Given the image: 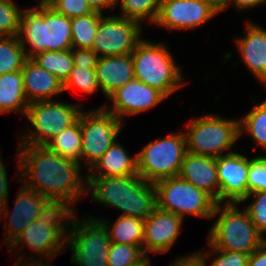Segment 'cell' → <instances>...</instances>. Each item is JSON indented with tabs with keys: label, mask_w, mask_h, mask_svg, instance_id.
I'll use <instances>...</instances> for the list:
<instances>
[{
	"label": "cell",
	"mask_w": 266,
	"mask_h": 266,
	"mask_svg": "<svg viewBox=\"0 0 266 266\" xmlns=\"http://www.w3.org/2000/svg\"><path fill=\"white\" fill-rule=\"evenodd\" d=\"M18 175L24 185L52 204H61L73 210L75 204L87 191V180L81 176V164L60 154L51 152L46 146L17 145ZM27 176V177H26ZM23 179V180H22Z\"/></svg>",
	"instance_id": "6da1fadb"
},
{
	"label": "cell",
	"mask_w": 266,
	"mask_h": 266,
	"mask_svg": "<svg viewBox=\"0 0 266 266\" xmlns=\"http://www.w3.org/2000/svg\"><path fill=\"white\" fill-rule=\"evenodd\" d=\"M95 202L122 211L121 216L146 219L157 208V192L154 183L139 175L86 177Z\"/></svg>",
	"instance_id": "7a4b0ae2"
},
{
	"label": "cell",
	"mask_w": 266,
	"mask_h": 266,
	"mask_svg": "<svg viewBox=\"0 0 266 266\" xmlns=\"http://www.w3.org/2000/svg\"><path fill=\"white\" fill-rule=\"evenodd\" d=\"M18 37L28 58L44 51L70 50L71 18L57 13L49 5L24 9ZM26 43L30 44L29 50L26 49Z\"/></svg>",
	"instance_id": "3957f363"
},
{
	"label": "cell",
	"mask_w": 266,
	"mask_h": 266,
	"mask_svg": "<svg viewBox=\"0 0 266 266\" xmlns=\"http://www.w3.org/2000/svg\"><path fill=\"white\" fill-rule=\"evenodd\" d=\"M167 47L163 42L152 43L142 38L131 56L135 79L169 97L184 84V77Z\"/></svg>",
	"instance_id": "277c9868"
},
{
	"label": "cell",
	"mask_w": 266,
	"mask_h": 266,
	"mask_svg": "<svg viewBox=\"0 0 266 266\" xmlns=\"http://www.w3.org/2000/svg\"><path fill=\"white\" fill-rule=\"evenodd\" d=\"M237 203H217L214 216L219 215L210 233L207 244L226 251L251 254L264 241V236L252 223L248 212L237 208ZM223 207V208H222Z\"/></svg>",
	"instance_id": "5b68a950"
},
{
	"label": "cell",
	"mask_w": 266,
	"mask_h": 266,
	"mask_svg": "<svg viewBox=\"0 0 266 266\" xmlns=\"http://www.w3.org/2000/svg\"><path fill=\"white\" fill-rule=\"evenodd\" d=\"M73 213L74 210L64 205L53 204L40 218L31 222L8 247L13 250L24 243L32 250V253L42 258L46 257V260L50 261L67 248L68 220L71 219Z\"/></svg>",
	"instance_id": "8992f818"
},
{
	"label": "cell",
	"mask_w": 266,
	"mask_h": 266,
	"mask_svg": "<svg viewBox=\"0 0 266 266\" xmlns=\"http://www.w3.org/2000/svg\"><path fill=\"white\" fill-rule=\"evenodd\" d=\"M186 126L187 151L195 155L217 158L232 153L229 149L240 138L239 119L210 114L192 119Z\"/></svg>",
	"instance_id": "52a82bcc"
},
{
	"label": "cell",
	"mask_w": 266,
	"mask_h": 266,
	"mask_svg": "<svg viewBox=\"0 0 266 266\" xmlns=\"http://www.w3.org/2000/svg\"><path fill=\"white\" fill-rule=\"evenodd\" d=\"M186 152L185 132L150 141L136 154L138 175L150 183L178 176Z\"/></svg>",
	"instance_id": "ba28073f"
},
{
	"label": "cell",
	"mask_w": 266,
	"mask_h": 266,
	"mask_svg": "<svg viewBox=\"0 0 266 266\" xmlns=\"http://www.w3.org/2000/svg\"><path fill=\"white\" fill-rule=\"evenodd\" d=\"M157 192V207L172 212L181 218L193 214L213 218L217 201L202 189L179 176L161 179L154 183Z\"/></svg>",
	"instance_id": "9c48e42d"
},
{
	"label": "cell",
	"mask_w": 266,
	"mask_h": 266,
	"mask_svg": "<svg viewBox=\"0 0 266 266\" xmlns=\"http://www.w3.org/2000/svg\"><path fill=\"white\" fill-rule=\"evenodd\" d=\"M71 218L66 242L72 252L71 263L76 266H108L111 240L103 223L92 216L78 222L75 212Z\"/></svg>",
	"instance_id": "30bf717a"
},
{
	"label": "cell",
	"mask_w": 266,
	"mask_h": 266,
	"mask_svg": "<svg viewBox=\"0 0 266 266\" xmlns=\"http://www.w3.org/2000/svg\"><path fill=\"white\" fill-rule=\"evenodd\" d=\"M79 104L58 101L30 103L25 117L35 130L23 134L18 144L45 146L55 135L73 125L81 113Z\"/></svg>",
	"instance_id": "8fae6325"
},
{
	"label": "cell",
	"mask_w": 266,
	"mask_h": 266,
	"mask_svg": "<svg viewBox=\"0 0 266 266\" xmlns=\"http://www.w3.org/2000/svg\"><path fill=\"white\" fill-rule=\"evenodd\" d=\"M122 126L123 122L103 107L81 111V161L88 170L115 143Z\"/></svg>",
	"instance_id": "7c38bea8"
},
{
	"label": "cell",
	"mask_w": 266,
	"mask_h": 266,
	"mask_svg": "<svg viewBox=\"0 0 266 266\" xmlns=\"http://www.w3.org/2000/svg\"><path fill=\"white\" fill-rule=\"evenodd\" d=\"M142 25L116 15L102 16L92 50L99 57L131 54L141 40Z\"/></svg>",
	"instance_id": "4fadbf2b"
},
{
	"label": "cell",
	"mask_w": 266,
	"mask_h": 266,
	"mask_svg": "<svg viewBox=\"0 0 266 266\" xmlns=\"http://www.w3.org/2000/svg\"><path fill=\"white\" fill-rule=\"evenodd\" d=\"M107 98L111 100V104L101 107L123 122L124 116L141 114L159 105L167 97L141 80L133 79L123 87L116 89Z\"/></svg>",
	"instance_id": "5bb4252c"
},
{
	"label": "cell",
	"mask_w": 266,
	"mask_h": 266,
	"mask_svg": "<svg viewBox=\"0 0 266 266\" xmlns=\"http://www.w3.org/2000/svg\"><path fill=\"white\" fill-rule=\"evenodd\" d=\"M8 201L0 208V217L9 218L8 226L5 228V235L2 239L10 246L31 223L40 218L53 204L38 192L23 185L14 203L13 212L9 215ZM7 211V212H6ZM5 212V213H4ZM3 213V214H2ZM2 214V215H1ZM8 216V217H7Z\"/></svg>",
	"instance_id": "9a60e30c"
},
{
	"label": "cell",
	"mask_w": 266,
	"mask_h": 266,
	"mask_svg": "<svg viewBox=\"0 0 266 266\" xmlns=\"http://www.w3.org/2000/svg\"><path fill=\"white\" fill-rule=\"evenodd\" d=\"M218 14L205 0H162L154 25L172 30L195 29Z\"/></svg>",
	"instance_id": "2e32d148"
},
{
	"label": "cell",
	"mask_w": 266,
	"mask_h": 266,
	"mask_svg": "<svg viewBox=\"0 0 266 266\" xmlns=\"http://www.w3.org/2000/svg\"><path fill=\"white\" fill-rule=\"evenodd\" d=\"M232 153L216 158L219 180V203L241 204L248 195V171L250 158Z\"/></svg>",
	"instance_id": "e0dca14e"
},
{
	"label": "cell",
	"mask_w": 266,
	"mask_h": 266,
	"mask_svg": "<svg viewBox=\"0 0 266 266\" xmlns=\"http://www.w3.org/2000/svg\"><path fill=\"white\" fill-rule=\"evenodd\" d=\"M184 219L158 207L144 219V253H166L176 242Z\"/></svg>",
	"instance_id": "ac0fdd59"
},
{
	"label": "cell",
	"mask_w": 266,
	"mask_h": 266,
	"mask_svg": "<svg viewBox=\"0 0 266 266\" xmlns=\"http://www.w3.org/2000/svg\"><path fill=\"white\" fill-rule=\"evenodd\" d=\"M195 187L204 190L219 203V180L216 158L186 152L178 174Z\"/></svg>",
	"instance_id": "d6986e66"
},
{
	"label": "cell",
	"mask_w": 266,
	"mask_h": 266,
	"mask_svg": "<svg viewBox=\"0 0 266 266\" xmlns=\"http://www.w3.org/2000/svg\"><path fill=\"white\" fill-rule=\"evenodd\" d=\"M245 36L236 40L242 61L261 83H266V29L246 22Z\"/></svg>",
	"instance_id": "ffe728a7"
},
{
	"label": "cell",
	"mask_w": 266,
	"mask_h": 266,
	"mask_svg": "<svg viewBox=\"0 0 266 266\" xmlns=\"http://www.w3.org/2000/svg\"><path fill=\"white\" fill-rule=\"evenodd\" d=\"M26 99L29 104L52 101V97L64 92L63 82L28 58L21 70Z\"/></svg>",
	"instance_id": "44dd1931"
},
{
	"label": "cell",
	"mask_w": 266,
	"mask_h": 266,
	"mask_svg": "<svg viewBox=\"0 0 266 266\" xmlns=\"http://www.w3.org/2000/svg\"><path fill=\"white\" fill-rule=\"evenodd\" d=\"M95 72L100 90L106 97L135 79L131 54L99 57Z\"/></svg>",
	"instance_id": "7402d4cb"
},
{
	"label": "cell",
	"mask_w": 266,
	"mask_h": 266,
	"mask_svg": "<svg viewBox=\"0 0 266 266\" xmlns=\"http://www.w3.org/2000/svg\"><path fill=\"white\" fill-rule=\"evenodd\" d=\"M118 140L89 169L86 177H111L138 175L137 155H128Z\"/></svg>",
	"instance_id": "603a6c76"
},
{
	"label": "cell",
	"mask_w": 266,
	"mask_h": 266,
	"mask_svg": "<svg viewBox=\"0 0 266 266\" xmlns=\"http://www.w3.org/2000/svg\"><path fill=\"white\" fill-rule=\"evenodd\" d=\"M28 106L22 72L16 71L0 75V113L16 111L25 116Z\"/></svg>",
	"instance_id": "cb8c5ba5"
},
{
	"label": "cell",
	"mask_w": 266,
	"mask_h": 266,
	"mask_svg": "<svg viewBox=\"0 0 266 266\" xmlns=\"http://www.w3.org/2000/svg\"><path fill=\"white\" fill-rule=\"evenodd\" d=\"M108 230L111 242L142 246L144 239V219L119 216L114 224L107 219H99Z\"/></svg>",
	"instance_id": "d4e9b609"
},
{
	"label": "cell",
	"mask_w": 266,
	"mask_h": 266,
	"mask_svg": "<svg viewBox=\"0 0 266 266\" xmlns=\"http://www.w3.org/2000/svg\"><path fill=\"white\" fill-rule=\"evenodd\" d=\"M81 142L82 135L79 115L78 120L73 125L55 135L45 146L51 152L81 163Z\"/></svg>",
	"instance_id": "484cf974"
},
{
	"label": "cell",
	"mask_w": 266,
	"mask_h": 266,
	"mask_svg": "<svg viewBox=\"0 0 266 266\" xmlns=\"http://www.w3.org/2000/svg\"><path fill=\"white\" fill-rule=\"evenodd\" d=\"M102 16V13L94 12L71 18L72 48H92Z\"/></svg>",
	"instance_id": "4316f807"
},
{
	"label": "cell",
	"mask_w": 266,
	"mask_h": 266,
	"mask_svg": "<svg viewBox=\"0 0 266 266\" xmlns=\"http://www.w3.org/2000/svg\"><path fill=\"white\" fill-rule=\"evenodd\" d=\"M31 59L63 83L74 66L71 49L65 51H44L36 54Z\"/></svg>",
	"instance_id": "83f0119b"
},
{
	"label": "cell",
	"mask_w": 266,
	"mask_h": 266,
	"mask_svg": "<svg viewBox=\"0 0 266 266\" xmlns=\"http://www.w3.org/2000/svg\"><path fill=\"white\" fill-rule=\"evenodd\" d=\"M27 59L18 36H0V75L21 71Z\"/></svg>",
	"instance_id": "f1b7e54d"
},
{
	"label": "cell",
	"mask_w": 266,
	"mask_h": 266,
	"mask_svg": "<svg viewBox=\"0 0 266 266\" xmlns=\"http://www.w3.org/2000/svg\"><path fill=\"white\" fill-rule=\"evenodd\" d=\"M240 137L244 131L266 151V98L239 120Z\"/></svg>",
	"instance_id": "f546056e"
},
{
	"label": "cell",
	"mask_w": 266,
	"mask_h": 266,
	"mask_svg": "<svg viewBox=\"0 0 266 266\" xmlns=\"http://www.w3.org/2000/svg\"><path fill=\"white\" fill-rule=\"evenodd\" d=\"M162 0H117L121 17L132 19L141 24L143 19L151 24L156 22ZM119 3V4H118Z\"/></svg>",
	"instance_id": "4dcf8cb0"
},
{
	"label": "cell",
	"mask_w": 266,
	"mask_h": 266,
	"mask_svg": "<svg viewBox=\"0 0 266 266\" xmlns=\"http://www.w3.org/2000/svg\"><path fill=\"white\" fill-rule=\"evenodd\" d=\"M22 11L13 0L0 1V36H19Z\"/></svg>",
	"instance_id": "1f68e13d"
},
{
	"label": "cell",
	"mask_w": 266,
	"mask_h": 266,
	"mask_svg": "<svg viewBox=\"0 0 266 266\" xmlns=\"http://www.w3.org/2000/svg\"><path fill=\"white\" fill-rule=\"evenodd\" d=\"M145 255L143 246L111 242L107 263L108 266H131Z\"/></svg>",
	"instance_id": "d6a6232c"
},
{
	"label": "cell",
	"mask_w": 266,
	"mask_h": 266,
	"mask_svg": "<svg viewBox=\"0 0 266 266\" xmlns=\"http://www.w3.org/2000/svg\"><path fill=\"white\" fill-rule=\"evenodd\" d=\"M64 92L77 88L86 94H92L99 87L95 69L73 66L68 78L63 83Z\"/></svg>",
	"instance_id": "836d02e7"
},
{
	"label": "cell",
	"mask_w": 266,
	"mask_h": 266,
	"mask_svg": "<svg viewBox=\"0 0 266 266\" xmlns=\"http://www.w3.org/2000/svg\"><path fill=\"white\" fill-rule=\"evenodd\" d=\"M254 196L255 199L246 208H244L252 223L256 226L259 232L264 236L266 233V191H256L249 193L242 201L246 202L250 197Z\"/></svg>",
	"instance_id": "e575fe53"
},
{
	"label": "cell",
	"mask_w": 266,
	"mask_h": 266,
	"mask_svg": "<svg viewBox=\"0 0 266 266\" xmlns=\"http://www.w3.org/2000/svg\"><path fill=\"white\" fill-rule=\"evenodd\" d=\"M248 194L266 191V155L251 158L248 171Z\"/></svg>",
	"instance_id": "d590c367"
},
{
	"label": "cell",
	"mask_w": 266,
	"mask_h": 266,
	"mask_svg": "<svg viewBox=\"0 0 266 266\" xmlns=\"http://www.w3.org/2000/svg\"><path fill=\"white\" fill-rule=\"evenodd\" d=\"M57 13L68 18L94 13L87 0H53L50 4Z\"/></svg>",
	"instance_id": "8d00e7d4"
},
{
	"label": "cell",
	"mask_w": 266,
	"mask_h": 266,
	"mask_svg": "<svg viewBox=\"0 0 266 266\" xmlns=\"http://www.w3.org/2000/svg\"><path fill=\"white\" fill-rule=\"evenodd\" d=\"M210 255H217L209 266H247L249 254L214 248L209 244Z\"/></svg>",
	"instance_id": "74e56055"
},
{
	"label": "cell",
	"mask_w": 266,
	"mask_h": 266,
	"mask_svg": "<svg viewBox=\"0 0 266 266\" xmlns=\"http://www.w3.org/2000/svg\"><path fill=\"white\" fill-rule=\"evenodd\" d=\"M76 50V51H75ZM74 66L95 69L99 56L92 49L71 48Z\"/></svg>",
	"instance_id": "f35d334b"
},
{
	"label": "cell",
	"mask_w": 266,
	"mask_h": 266,
	"mask_svg": "<svg viewBox=\"0 0 266 266\" xmlns=\"http://www.w3.org/2000/svg\"><path fill=\"white\" fill-rule=\"evenodd\" d=\"M207 252L198 251L188 256L178 257L171 266H207Z\"/></svg>",
	"instance_id": "ab89813d"
},
{
	"label": "cell",
	"mask_w": 266,
	"mask_h": 266,
	"mask_svg": "<svg viewBox=\"0 0 266 266\" xmlns=\"http://www.w3.org/2000/svg\"><path fill=\"white\" fill-rule=\"evenodd\" d=\"M1 156V155H0ZM8 177L7 170L4 165L3 159L0 157V208L5 204L8 200Z\"/></svg>",
	"instance_id": "60d3db41"
},
{
	"label": "cell",
	"mask_w": 266,
	"mask_h": 266,
	"mask_svg": "<svg viewBox=\"0 0 266 266\" xmlns=\"http://www.w3.org/2000/svg\"><path fill=\"white\" fill-rule=\"evenodd\" d=\"M247 266H266V242L249 255Z\"/></svg>",
	"instance_id": "b9f144b4"
},
{
	"label": "cell",
	"mask_w": 266,
	"mask_h": 266,
	"mask_svg": "<svg viewBox=\"0 0 266 266\" xmlns=\"http://www.w3.org/2000/svg\"><path fill=\"white\" fill-rule=\"evenodd\" d=\"M87 2L93 11L99 13H102L104 9L111 10L117 7V0H87Z\"/></svg>",
	"instance_id": "7bdbcfd3"
},
{
	"label": "cell",
	"mask_w": 266,
	"mask_h": 266,
	"mask_svg": "<svg viewBox=\"0 0 266 266\" xmlns=\"http://www.w3.org/2000/svg\"><path fill=\"white\" fill-rule=\"evenodd\" d=\"M233 3L235 7L238 9H252L256 6H260L261 4L264 5L266 3V0H230L229 4Z\"/></svg>",
	"instance_id": "ee69618b"
},
{
	"label": "cell",
	"mask_w": 266,
	"mask_h": 266,
	"mask_svg": "<svg viewBox=\"0 0 266 266\" xmlns=\"http://www.w3.org/2000/svg\"><path fill=\"white\" fill-rule=\"evenodd\" d=\"M218 14L227 9L230 0H205Z\"/></svg>",
	"instance_id": "f6af8a7d"
},
{
	"label": "cell",
	"mask_w": 266,
	"mask_h": 266,
	"mask_svg": "<svg viewBox=\"0 0 266 266\" xmlns=\"http://www.w3.org/2000/svg\"><path fill=\"white\" fill-rule=\"evenodd\" d=\"M31 256H29L28 258H23L24 259V262H22V266H53V265H49V264H45V263H43V261H40V260H38V262H36V261H34L35 259H31L30 258ZM30 260V261H29ZM29 262V263H27V262Z\"/></svg>",
	"instance_id": "bcb514c9"
},
{
	"label": "cell",
	"mask_w": 266,
	"mask_h": 266,
	"mask_svg": "<svg viewBox=\"0 0 266 266\" xmlns=\"http://www.w3.org/2000/svg\"><path fill=\"white\" fill-rule=\"evenodd\" d=\"M151 261L149 260L147 254L140 259L138 262L132 264L131 266H151L150 265Z\"/></svg>",
	"instance_id": "7dc6e473"
},
{
	"label": "cell",
	"mask_w": 266,
	"mask_h": 266,
	"mask_svg": "<svg viewBox=\"0 0 266 266\" xmlns=\"http://www.w3.org/2000/svg\"><path fill=\"white\" fill-rule=\"evenodd\" d=\"M19 256L17 258V262H15V264H13L14 266H22V261H23V257H26V256H22V255H17Z\"/></svg>",
	"instance_id": "c3c4849f"
},
{
	"label": "cell",
	"mask_w": 266,
	"mask_h": 266,
	"mask_svg": "<svg viewBox=\"0 0 266 266\" xmlns=\"http://www.w3.org/2000/svg\"><path fill=\"white\" fill-rule=\"evenodd\" d=\"M39 2L38 5H49L53 0H37Z\"/></svg>",
	"instance_id": "681fc988"
}]
</instances>
